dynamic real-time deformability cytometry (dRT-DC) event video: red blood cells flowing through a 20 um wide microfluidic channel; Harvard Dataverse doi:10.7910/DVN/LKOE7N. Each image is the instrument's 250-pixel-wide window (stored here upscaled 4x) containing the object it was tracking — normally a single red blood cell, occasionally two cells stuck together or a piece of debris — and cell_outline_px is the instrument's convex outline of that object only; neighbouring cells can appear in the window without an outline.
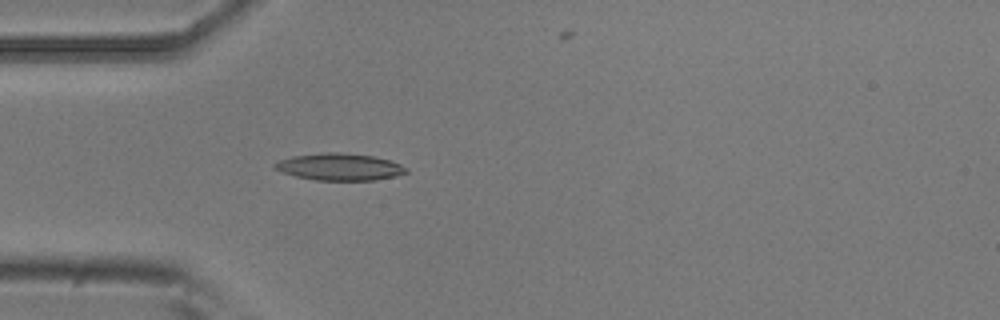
{"species": "common noctule bat (a hibernating species)", "species_latin": "Nyctalus noctula", "temperature_condition": "room temperature", "stored_images_in_passage": 5, "camera_frame_rate_fps": 3000, "um_per_image_px": 0.085, "animal": {"sex": "male", "body_mass_g": 20.5, "forearm_length_mm": 52.5}, "frame": {"image": 1, "passage_image": 5, "time_ms": 1.333, "image_size_px": [1000, 320], "cell_outline_px": [[408, 172], [396, 176], [376, 180], [316, 180], [296, 176], [272, 168], [272, 164], [280, 160], [292, 156], [324, 152], [336, 152], [372, 156], [388, 160], [400, 164], [408, 168]], "centroid_in_image_um": [28.86, 14.18], "position_along_channel_um": 56.1, "area_um2": 20.58}}